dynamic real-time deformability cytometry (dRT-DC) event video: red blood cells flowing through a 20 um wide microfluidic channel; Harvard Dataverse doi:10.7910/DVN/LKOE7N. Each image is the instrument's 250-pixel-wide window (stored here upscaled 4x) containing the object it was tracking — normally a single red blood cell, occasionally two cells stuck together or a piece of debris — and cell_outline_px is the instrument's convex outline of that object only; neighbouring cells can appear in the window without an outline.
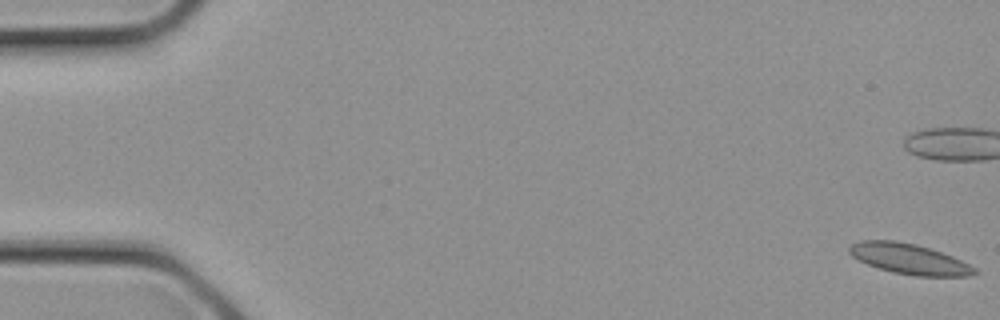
{"species": "common noctule bat (a hibernating species)", "species_latin": "Nyctalus noctula", "temperature_condition": "cold", "stored_images_in_passage": 29, "camera_frame_rate_fps": 3000, "um_per_image_px": 0.085, "animal": {"sex": "female", "body_mass_g": 21.9}, "frame": {"image": 1, "passage_image": 1, "time_ms": 0.0, "image_size_px": [1000, 320], "cell_outline_px": [[980, 272], [968, 276], [916, 276], [892, 272], [868, 264], [852, 256], [848, 252], [848, 248], [852, 244], [860, 240], [896, 240], [916, 244], [952, 256], [976, 268]], "centroid_in_image_um": [77.28, 22.01], "position_along_channel_um": 7.7, "area_um2": 22.08}}
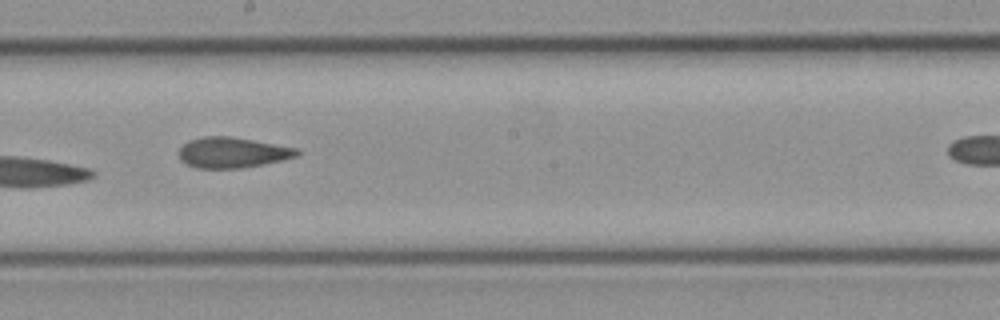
{"frame": {"image": 2, "passage_image": 17, "time_ms": 5.333, "image_size_px": [1000, 320], "cell_outline_px": [[300, 152], [296, 156], [284, 160], [244, 168], [196, 168], [184, 164], [180, 160], [180, 148], [188, 140], [204, 136], [228, 136], [252, 140], [296, 148]], "centroid_in_image_um": [19.72, 12.98], "position_along_channel_um": 228.5, "area_um2": 20.98}}